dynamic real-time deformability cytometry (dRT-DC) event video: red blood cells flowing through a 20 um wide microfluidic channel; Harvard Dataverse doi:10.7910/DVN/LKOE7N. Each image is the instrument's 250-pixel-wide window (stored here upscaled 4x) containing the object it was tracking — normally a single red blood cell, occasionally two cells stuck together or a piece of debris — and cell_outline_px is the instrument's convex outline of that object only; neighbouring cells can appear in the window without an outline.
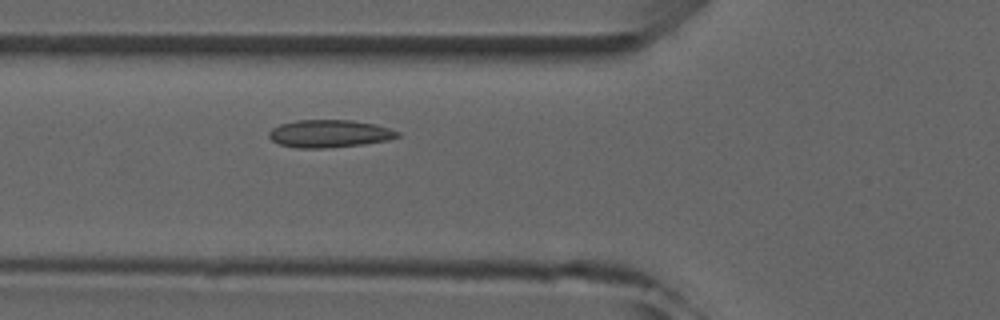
{"species": "common noctule bat (a hibernating species)", "species_latin": "Nyctalus noctula", "temperature_condition": "room temperature", "stored_images_in_passage": 4, "camera_frame_rate_fps": 3000, "um_per_image_px": 0.085, "animal": {"sex": "male", "forearm_length_mm": 52.5}, "frame": {"image": 1, "passage_image": 4, "time_ms": 3.333, "image_size_px": [1000, 320], "cell_outline_px": [[400, 136], [388, 140], [364, 144], [324, 148], [296, 148], [280, 144], [272, 140], [268, 136], [268, 132], [272, 128], [280, 124], [296, 120], [352, 120], [376, 124], [400, 132]], "centroid_in_image_um": [27.99, 11.35], "position_along_channel_um": 97.8, "area_um2": 20.75}}